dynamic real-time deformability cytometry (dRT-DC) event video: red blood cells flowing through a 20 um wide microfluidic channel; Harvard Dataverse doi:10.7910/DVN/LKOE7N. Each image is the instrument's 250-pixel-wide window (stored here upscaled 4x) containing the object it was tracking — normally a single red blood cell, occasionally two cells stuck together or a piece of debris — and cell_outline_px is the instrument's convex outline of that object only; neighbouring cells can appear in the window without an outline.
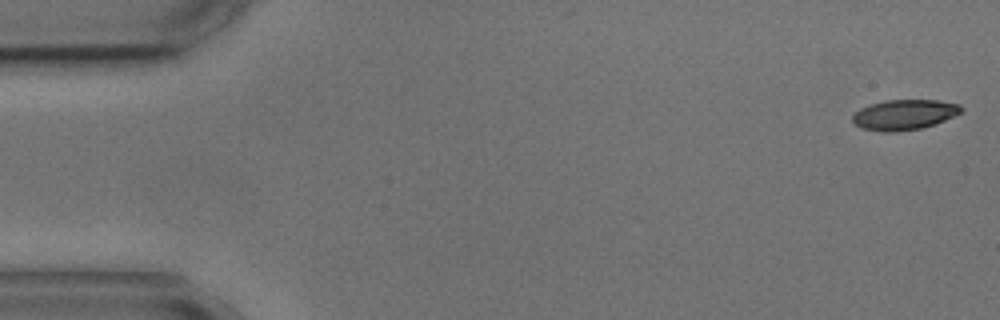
{"species": "common noctule bat (a hibernating species)", "species_latin": "Nyctalus noctula", "temperature_condition": "cold", "stored_images_in_passage": 4, "camera_frame_rate_fps": 3000, "um_per_image_px": 0.085, "animal": {"sex": "male", "body_mass_g": 17.9, "forearm_length_mm": 54.2}, "frame": {"image": 1, "passage_image": 1, "time_ms": 0.0, "image_size_px": [1000, 320], "cell_outline_px": [[964, 112], [936, 124], [920, 128], [896, 132], [884, 132], [864, 128], [856, 124], [852, 120], [852, 116], [860, 108], [868, 104], [884, 100], [936, 100], [960, 104], [964, 108]], "centroid_in_image_um": [76.91, 9.74], "position_along_channel_um": 8.1, "area_um2": 19.31}}
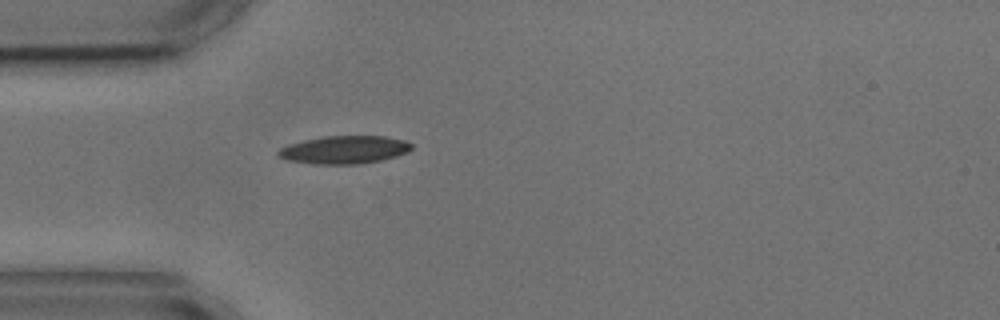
{"frame": {"image": 2, "passage_image": 4, "time_ms": 4.667, "image_size_px": [1000, 320], "cell_outline_px": [[412, 148], [408, 152], [396, 156], [380, 160], [360, 164], [312, 164], [288, 160], [276, 156], [276, 152], [280, 148], [288, 144], [304, 140], [324, 136], [384, 136], [404, 140], [412, 144]], "centroid_in_image_um": [29.24, 12.73], "position_along_channel_um": 55.8, "area_um2": 21.79}}